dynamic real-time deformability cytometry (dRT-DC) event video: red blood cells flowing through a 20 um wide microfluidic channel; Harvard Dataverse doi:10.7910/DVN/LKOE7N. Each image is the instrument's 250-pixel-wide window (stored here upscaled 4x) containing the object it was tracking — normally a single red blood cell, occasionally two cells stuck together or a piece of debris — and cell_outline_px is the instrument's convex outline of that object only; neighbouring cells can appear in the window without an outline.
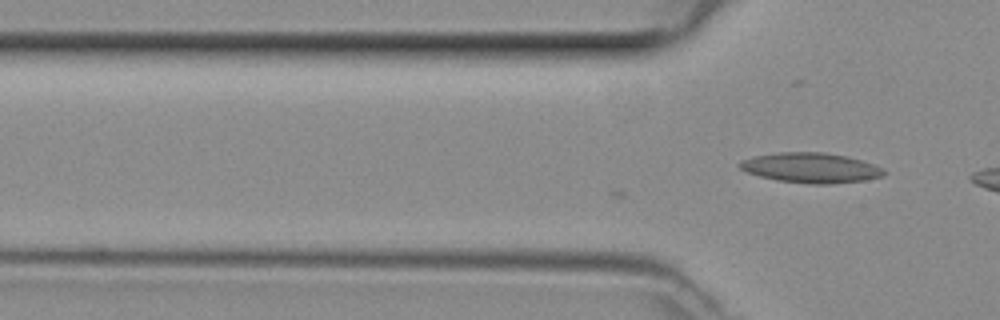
{"species": "common noctule bat (a hibernating species)", "species_latin": "Nyctalus noctula", "temperature_condition": "room temperature", "stored_images_in_passage": 2, "camera_frame_rate_fps": 3000, "um_per_image_px": 0.085, "animal": {"sex": "female", "body_mass_g": 29.2, "forearm_length_mm": 56.3}, "frame": {"image": 1, "passage_image": 2, "time_ms": 0.333, "image_size_px": [1000, 320], "cell_outline_px": [[888, 172], [884, 176], [864, 180], [828, 184], [812, 184], [780, 180], [760, 176], [748, 172], [740, 168], [736, 164], [740, 160], [752, 156], [776, 152], [824, 152], [848, 156], [884, 168]], "centroid_in_image_um": [68.92, 14.25], "position_along_channel_um": 56.9, "area_um2": 25.32}}